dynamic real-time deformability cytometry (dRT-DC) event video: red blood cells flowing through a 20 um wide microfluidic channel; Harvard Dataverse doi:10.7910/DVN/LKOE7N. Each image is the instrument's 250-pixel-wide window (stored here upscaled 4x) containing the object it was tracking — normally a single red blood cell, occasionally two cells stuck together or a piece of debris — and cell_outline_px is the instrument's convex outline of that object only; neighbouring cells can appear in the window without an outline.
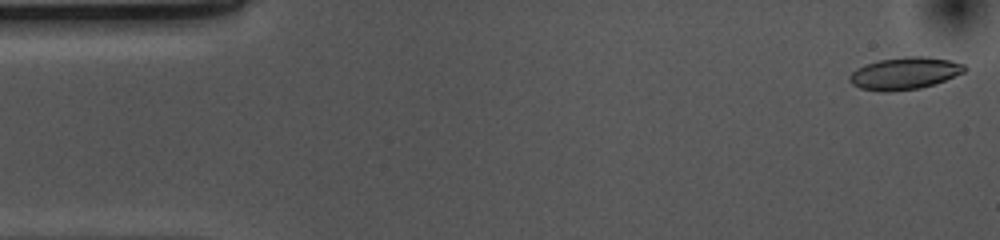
{"species": "common noctule bat (a hibernating species)", "species_latin": "Nyctalus noctula", "temperature_condition": "cold", "stored_images_in_passage": 52, "camera_frame_rate_fps": 3000, "um_per_image_px": 0.085, "animal": {"sex": "female", "body_mass_g": 10.0, "forearm_length_mm": 53.1}, "frame": {"image": 1, "passage_image": 1, "time_ms": 0.0, "image_size_px": [1000, 240], "cell_outline_px": [[968, 68], [964, 72], [944, 80], [920, 88], [888, 92], [884, 92], [860, 88], [852, 84], [848, 80], [848, 76], [856, 68], [864, 64], [880, 60], [904, 56], [924, 56], [948, 60], [964, 64]], "centroid_in_image_um": [76.86, 6.23], "position_along_channel_um": 8.1, "area_um2": 21.56}}
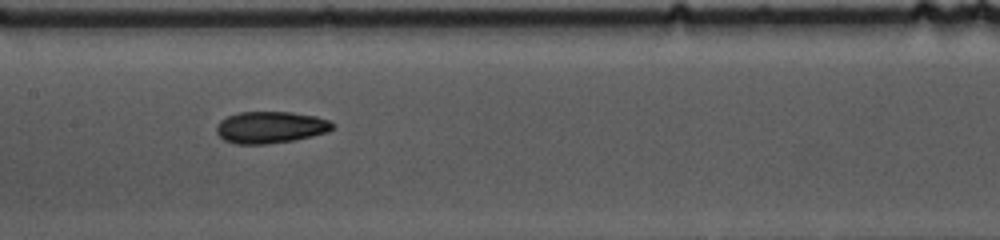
{"frame": {"image": 2, "passage_image": 24, "time_ms": 7.667, "image_size_px": [1000, 240], "cell_outline_px": [[336, 128], [328, 132], [312, 136], [292, 140], [264, 144], [236, 144], [224, 140], [216, 132], [216, 124], [220, 120], [228, 116], [240, 112], [292, 112], [316, 116], [328, 120], [336, 124]], "centroid_in_image_um": [23.01, 10.81], "position_along_channel_um": 184.4, "area_um2": 21.62}}
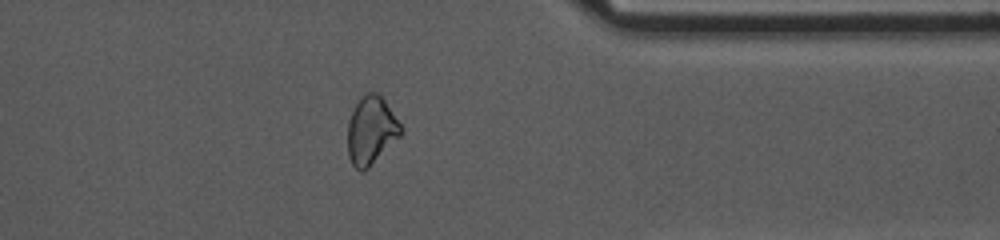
{"frame": {"image": 3, "passage_image": 41, "time_ms": 13.333, "image_size_px": [1000, 240], "cell_outline_px": [[404, 132], [368, 168], [360, 172], [352, 164], [348, 156], [348, 120], [360, 96], [364, 92], [376, 92], [384, 100], [404, 128]], "centroid_in_image_um": [31.55, 11.07], "position_along_channel_um": 379.9, "area_um2": 21.1}, "authors_computed_cell_mechanics": {"area_um2": 21.6172, "velocity_mm_per_s": 3.7024, "shape_relaxation_time_tau1_ms": 8.4523, "shape_relaxation_time_tau2_ms": 6.907, "deformation_change_tau1": 0.1641, "deformation_change_tau2": 0.1286}}